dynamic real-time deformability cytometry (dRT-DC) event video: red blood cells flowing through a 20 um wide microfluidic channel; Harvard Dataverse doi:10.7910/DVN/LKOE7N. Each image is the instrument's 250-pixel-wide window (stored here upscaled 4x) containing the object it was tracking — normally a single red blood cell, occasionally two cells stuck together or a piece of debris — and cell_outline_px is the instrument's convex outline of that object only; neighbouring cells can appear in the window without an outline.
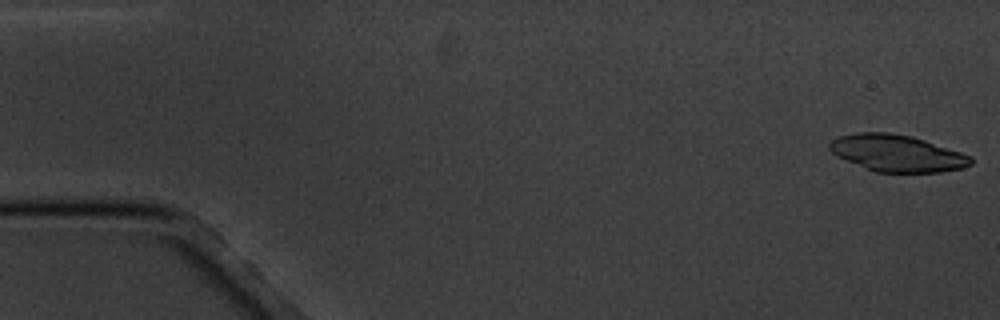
{"species": "common noctule bat (a hibernating species)", "species_latin": "Nyctalus noctula", "temperature_condition": "cold", "stored_images_in_passage": 16, "camera_frame_rate_fps": 3000, "um_per_image_px": 0.085, "animal": {"sex": "male", "body_mass_g": 20.1, "forearm_length_mm": 53.5}, "frame": {"image": 1, "passage_image": 1, "time_ms": 0.0, "image_size_px": [1000, 320], "cell_outline_px": [[972, 164], [964, 168], [940, 172], [876, 172], [836, 156], [828, 148], [828, 144], [832, 140], [840, 136], [856, 132], [888, 132], [912, 136], [972, 156]], "centroid_in_image_um": [76.24, 13.02], "position_along_channel_um": 8.8, "area_um2": 30.17}}
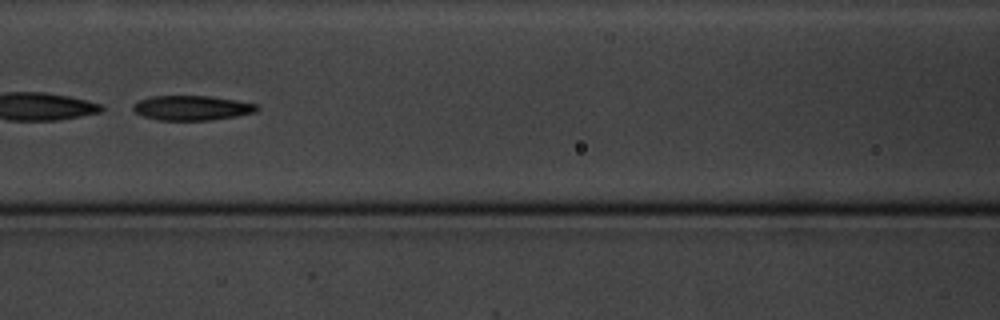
{"frame": {"image": 2, "passage_image": 7, "time_ms": 8.0, "image_size_px": [1000, 320], "cell_outline_px": [[260, 108], [256, 112], [236, 116], [212, 120], [160, 120], [144, 116], [136, 112], [132, 108], [132, 104], [140, 100], [152, 96], [208, 96], [236, 100], [256, 104]], "centroid_in_image_um": [16.33, 9.17], "position_along_channel_um": 150.3, "area_um2": 17.74}}
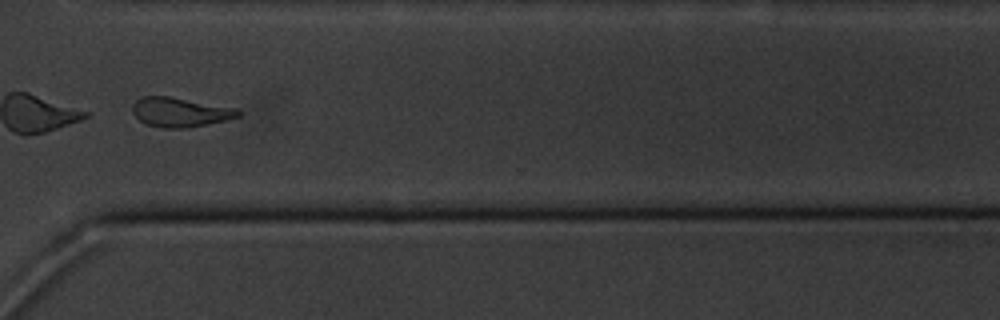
{"frame": {"image": 3, "passage_image": 12, "time_ms": 14.0, "image_size_px": [1000, 320], "cell_outline_px": [[240, 116], [224, 120], [188, 128], [160, 128], [144, 124], [132, 112], [132, 104], [136, 100], [144, 96], [168, 96], [236, 108], [240, 112]], "centroid_in_image_um": [15.26, 9.54], "position_along_channel_um": 355.3, "area_um2": 18.03}, "authors_computed_cell_mechanics": {"area_um2": 24.854, "velocity_mm_per_s": 3.4184, "shape_relaxation_time_tau1_ms": null, "shape_relaxation_time_tau2_ms": 10.8785, "deformation_change_tau1": null, "deformation_change_tau2": 0.2082}}